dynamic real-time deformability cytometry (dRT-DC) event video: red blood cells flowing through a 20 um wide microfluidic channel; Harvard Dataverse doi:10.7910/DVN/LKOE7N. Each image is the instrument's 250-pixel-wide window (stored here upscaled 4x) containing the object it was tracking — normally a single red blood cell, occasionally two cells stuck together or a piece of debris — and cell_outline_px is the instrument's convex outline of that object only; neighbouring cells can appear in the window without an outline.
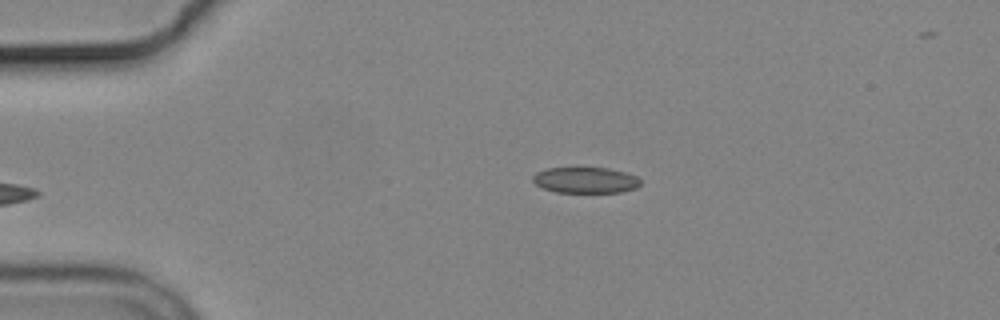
{"species": "common noctule bat (a hibernating species)", "species_latin": "Nyctalus noctula", "temperature_condition": "cold", "stored_images_in_passage": 3, "camera_frame_rate_fps": 3000, "um_per_image_px": 0.085, "animal": {"sex": "male", "body_mass_g": 19.2, "forearm_length_mm": 51.8}, "frame": {"image": 1, "passage_image": 3, "time_ms": 3.0, "image_size_px": [1000, 320], "cell_outline_px": [[640, 184], [636, 188], [620, 192], [556, 192], [544, 188], [536, 184], [532, 180], [532, 176], [536, 172], [548, 168], [608, 168], [624, 172], [636, 176], [640, 180]], "centroid_in_image_um": [49.75, 15.31], "position_along_channel_um": 35.2, "area_um2": 16.13}}